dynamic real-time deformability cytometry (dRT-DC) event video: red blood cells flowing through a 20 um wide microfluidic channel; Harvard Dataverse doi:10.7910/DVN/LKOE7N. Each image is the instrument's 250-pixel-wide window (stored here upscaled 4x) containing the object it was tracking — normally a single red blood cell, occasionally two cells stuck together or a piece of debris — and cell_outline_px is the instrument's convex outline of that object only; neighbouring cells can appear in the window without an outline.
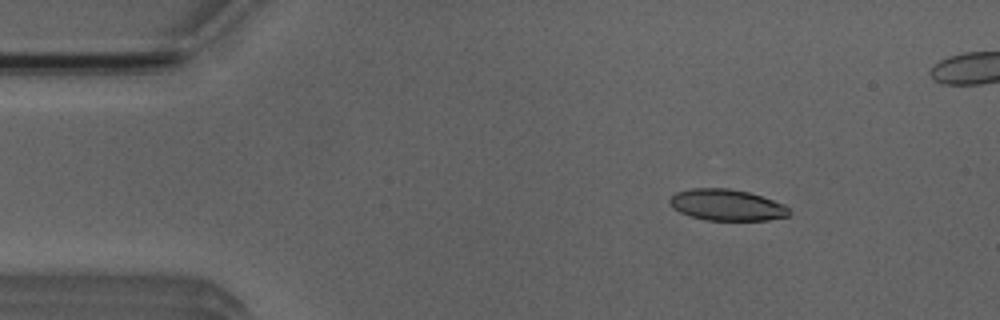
{"species": "Egyptian fruit bat (a non-hibernating species)", "species_latin": "Rousettus aegyptiacus", "temperature_condition": "room temperature", "stored_images_in_passage": 3, "camera_frame_rate_fps": 3000, "um_per_image_px": 0.085, "animal": {"sex": "male"}, "frame": {"image": 1, "passage_image": 1, "time_ms": 0.0, "image_size_px": [1000, 320], "cell_outline_px": [[792, 212], [788, 216], [768, 220], [704, 220], [680, 212], [672, 208], [668, 204], [668, 200], [676, 192], [692, 188], [728, 188], [748, 192], [784, 204]], "centroid_in_image_um": [61.75, 17.42], "position_along_channel_um": 23.2, "area_um2": 21.79}}